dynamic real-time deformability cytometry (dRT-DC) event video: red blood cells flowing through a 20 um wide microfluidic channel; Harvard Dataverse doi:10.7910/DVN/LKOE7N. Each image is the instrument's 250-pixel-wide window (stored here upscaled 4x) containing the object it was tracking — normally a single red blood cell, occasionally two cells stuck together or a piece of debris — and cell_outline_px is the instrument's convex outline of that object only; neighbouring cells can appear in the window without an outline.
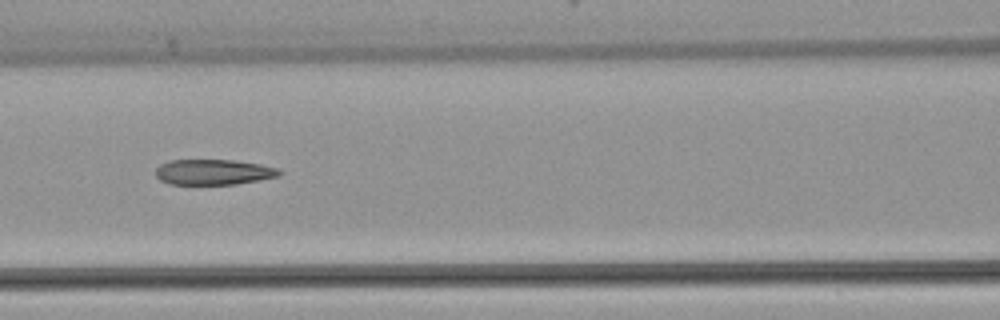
{"species": "common noctule bat (a hibernating species)", "species_latin": "Nyctalus noctula", "temperature_condition": "warm", "stored_images_in_passage": 6, "camera_frame_rate_fps": 3000, "um_per_image_px": 0.085, "animal": {"sex": "female", "body_mass_g": 22.7, "forearm_length_mm": 54.2}, "frame": {"image": 1, "passage_image": 6, "time_ms": 6.333, "image_size_px": [1000, 320], "cell_outline_px": [[284, 172], [280, 176], [260, 180], [236, 184], [168, 184], [160, 180], [156, 176], [156, 168], [160, 164], [168, 160], [232, 160], [260, 164], [280, 168]], "centroid_in_image_um": [18.18, 14.62], "position_along_channel_um": 148.4, "area_um2": 18.55}}